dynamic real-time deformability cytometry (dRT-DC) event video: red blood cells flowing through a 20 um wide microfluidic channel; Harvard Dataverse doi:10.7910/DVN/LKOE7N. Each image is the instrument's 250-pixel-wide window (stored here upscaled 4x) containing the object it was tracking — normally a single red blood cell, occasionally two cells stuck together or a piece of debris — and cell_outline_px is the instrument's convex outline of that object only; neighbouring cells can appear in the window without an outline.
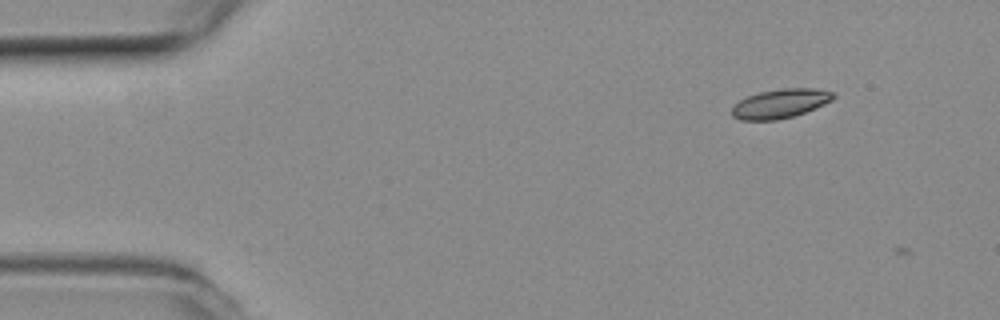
{"species": "common noctule bat (a hibernating species)", "species_latin": "Nyctalus noctula", "temperature_condition": "room temperature", "stored_images_in_passage": 2, "camera_frame_rate_fps": 3000, "um_per_image_px": 0.085, "animal": {"sex": "female", "body_mass_g": 19.3, "forearm_length_mm": 54.1}, "frame": {"image": 1, "passage_image": 1, "time_ms": 0.0, "image_size_px": [1000, 320], "cell_outline_px": [[836, 96], [832, 100], [816, 108], [792, 116], [776, 120], [740, 120], [732, 116], [732, 108], [740, 100], [748, 96], [760, 92], [780, 88], [812, 88], [832, 92]], "centroid_in_image_um": [66.32, 8.8], "position_along_channel_um": 18.7, "area_um2": 17.05}}